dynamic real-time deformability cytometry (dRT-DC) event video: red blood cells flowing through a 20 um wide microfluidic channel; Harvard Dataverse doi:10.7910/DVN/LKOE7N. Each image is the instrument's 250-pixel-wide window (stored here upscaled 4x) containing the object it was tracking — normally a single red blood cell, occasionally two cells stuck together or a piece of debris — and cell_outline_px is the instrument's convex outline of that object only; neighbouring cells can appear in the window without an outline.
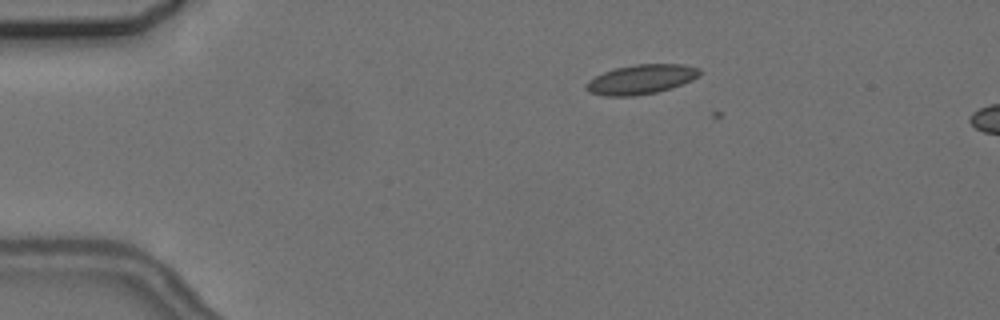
{"species": "common noctule bat (a hibernating species)", "species_latin": "Nyctalus noctula", "temperature_condition": "cold", "stored_images_in_passage": 5, "camera_frame_rate_fps": 3000, "um_per_image_px": 0.085, "animal": {"sex": "female", "body_mass_g": 24.6, "forearm_length_mm": 56.2}, "frame": {"image": 1, "passage_image": 2, "time_ms": 1.0, "image_size_px": [1000, 320], "cell_outline_px": [[700, 76], [692, 80], [672, 88], [656, 92], [632, 96], [604, 96], [588, 92], [584, 88], [584, 84], [588, 80], [604, 72], [616, 68], [636, 64], [684, 64], [700, 68]], "centroid_in_image_um": [54.48, 6.75], "position_along_channel_um": 30.5, "area_um2": 19.65}}